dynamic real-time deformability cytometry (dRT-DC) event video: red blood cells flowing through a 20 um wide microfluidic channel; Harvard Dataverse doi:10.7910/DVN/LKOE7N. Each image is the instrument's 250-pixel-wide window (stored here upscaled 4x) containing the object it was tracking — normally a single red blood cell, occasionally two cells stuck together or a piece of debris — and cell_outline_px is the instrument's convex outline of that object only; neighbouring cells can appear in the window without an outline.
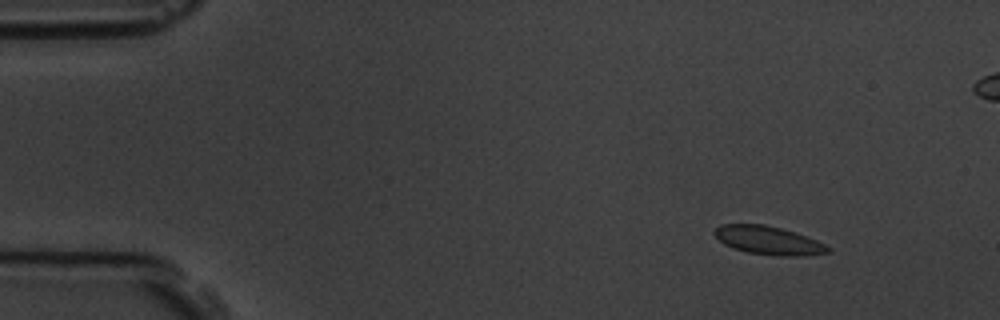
{"species": "common noctule bat (a hibernating species)", "species_latin": "Nyctalus noctula", "temperature_condition": "room temperature", "stored_images_in_passage": 6, "camera_frame_rate_fps": 3000, "um_per_image_px": 0.085, "animal": {"sex": "male", "body_mass_g": 19.5, "forearm_length_mm": 54.6}, "frame": {"image": 1, "passage_image": 2, "time_ms": 1.0, "image_size_px": [1000, 320], "cell_outline_px": [[832, 252], [804, 256], [776, 256], [748, 252], [732, 248], [724, 244], [712, 232], [720, 224], [764, 224], [796, 232], [816, 240], [832, 248]], "centroid_in_image_um": [65.34, 20.44], "position_along_channel_um": 19.7, "area_um2": 18.9}}